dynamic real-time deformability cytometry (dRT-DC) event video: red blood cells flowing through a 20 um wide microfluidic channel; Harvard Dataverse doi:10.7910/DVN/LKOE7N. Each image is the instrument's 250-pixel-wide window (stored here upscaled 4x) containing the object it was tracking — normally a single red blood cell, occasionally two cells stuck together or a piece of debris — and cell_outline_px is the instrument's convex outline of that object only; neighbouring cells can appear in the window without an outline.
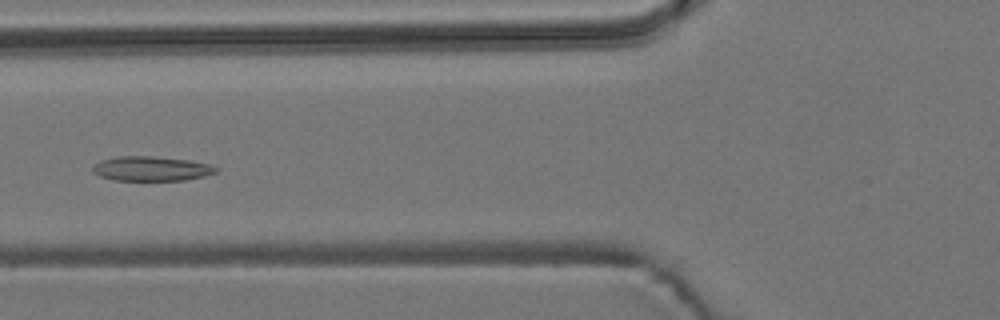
{"species": "common noctule bat (a hibernating species)", "species_latin": "Nyctalus noctula", "temperature_condition": "room temperature", "stored_images_in_passage": 6, "camera_frame_rate_fps": 3000, "um_per_image_px": 0.085, "animal": {"sex": "male", "body_mass_g": 19.2, "forearm_length_mm": 51.8}, "frame": {"image": 1, "passage_image": 6, "time_ms": 5.667, "image_size_px": [1000, 320], "cell_outline_px": [[216, 172], [204, 176], [184, 180], [112, 180], [100, 176], [92, 172], [92, 164], [100, 160], [116, 156], [152, 156], [188, 160], [208, 164], [216, 168]], "centroid_in_image_um": [12.77, 14.33], "position_along_channel_um": 113.0, "area_um2": 17.63}}